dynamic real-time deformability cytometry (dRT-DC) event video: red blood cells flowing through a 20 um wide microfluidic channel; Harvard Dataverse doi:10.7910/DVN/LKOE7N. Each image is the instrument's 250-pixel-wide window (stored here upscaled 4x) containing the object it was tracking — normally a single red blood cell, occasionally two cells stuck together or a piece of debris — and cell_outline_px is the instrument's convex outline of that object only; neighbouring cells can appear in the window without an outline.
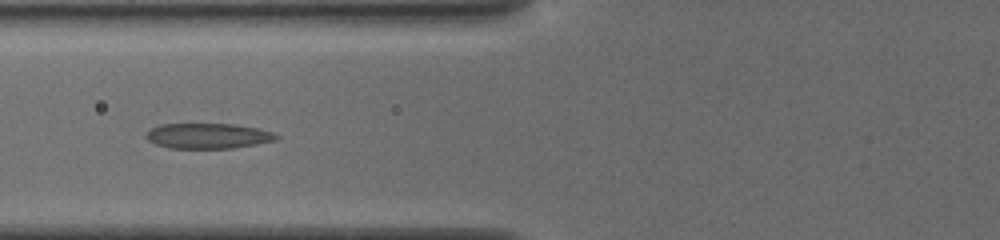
{"species": "common noctule bat (a hibernating species)", "species_latin": "Nyctalus noctula", "temperature_condition": "cold", "stored_images_in_passage": 39, "camera_frame_rate_fps": 3000, "um_per_image_px": 0.085, "animal": {"sex": "female", "body_mass_g": 19.5, "forearm_length_mm": 54.1}, "frame": {"image": 1, "passage_image": 13, "time_ms": 4.0, "image_size_px": [1000, 240], "cell_outline_px": [[280, 136], [276, 140], [256, 144], [232, 148], [168, 148], [156, 144], [148, 140], [144, 136], [152, 128], [160, 124], [236, 124], [256, 128], [272, 132]], "centroid_in_image_um": [17.67, 11.55], "position_along_channel_um": 108.1, "area_um2": 19.13}}
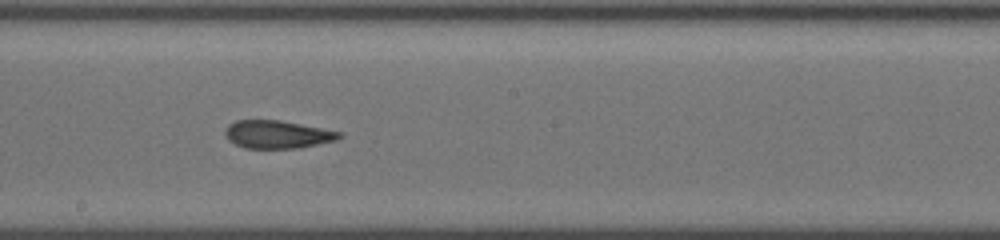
{"frame": {"image": 2, "passage_image": 22, "time_ms": 7.0, "image_size_px": [1000, 240], "cell_outline_px": [[344, 136], [336, 140], [300, 148], [244, 148], [228, 140], [224, 136], [224, 132], [228, 124], [236, 120], [280, 120], [344, 132]], "centroid_in_image_um": [23.59, 11.42], "position_along_channel_um": 224.6, "area_um2": 18.79}}
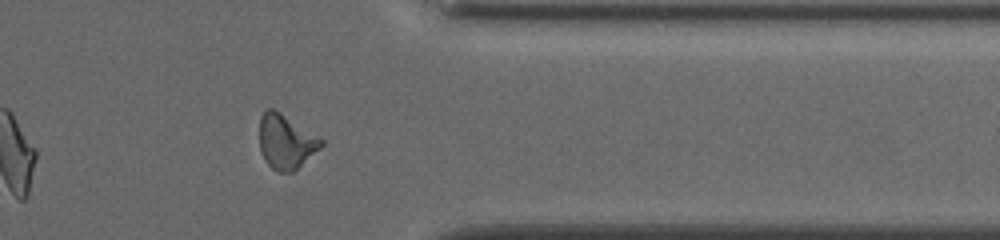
{"frame": {"image": 3, "passage_image": 35, "time_ms": 11.333, "image_size_px": [1000, 240], "cell_outline_px": [[324, 144], [320, 148], [292, 172], [276, 172], [264, 160], [260, 152], [260, 116], [268, 108], [272, 108], [280, 112], [324, 140]], "centroid_in_image_um": [24.28, 12.05], "position_along_channel_um": 387.1, "area_um2": 19.36}, "authors_computed_cell_mechanics": {"area_um2": 19.3052, "velocity_mm_per_s": 3.8638, "shape_relaxation_time_tau1_ms": null, "shape_relaxation_time_tau2_ms": 1.8276, "deformation_change_tau1": null, "deformation_change_tau2": 0.1048}}